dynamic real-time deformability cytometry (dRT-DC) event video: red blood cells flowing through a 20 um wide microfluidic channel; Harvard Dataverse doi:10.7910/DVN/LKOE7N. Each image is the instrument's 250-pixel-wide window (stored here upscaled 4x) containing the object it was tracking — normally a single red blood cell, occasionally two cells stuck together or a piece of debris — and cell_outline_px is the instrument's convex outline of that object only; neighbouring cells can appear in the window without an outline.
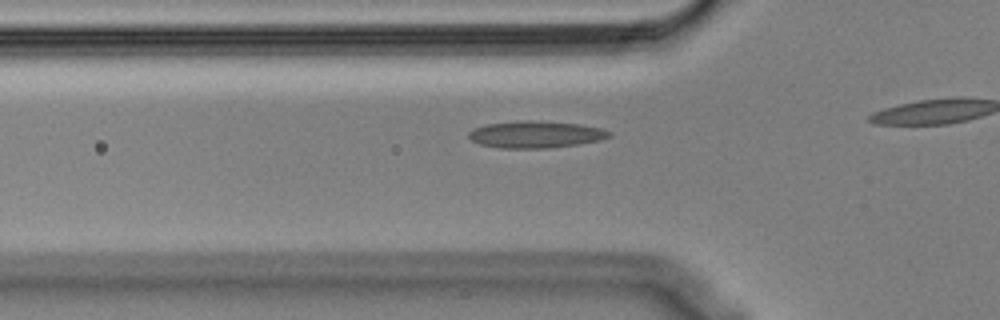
{"species": "Egyptian fruit bat (a non-hibernating species)", "species_latin": "Rousettus aegyptiacus", "temperature_condition": "cold", "stored_images_in_passage": 19, "camera_frame_rate_fps": 3000, "um_per_image_px": 0.085, "animal": {"sex": "male"}, "frame": {"image": 1, "passage_image": 14, "time_ms": 4.333, "image_size_px": [1000, 320], "cell_outline_px": [[612, 136], [600, 140], [576, 144], [548, 148], [500, 148], [480, 144], [472, 140], [468, 136], [468, 132], [472, 128], [484, 124], [524, 120], [532, 120], [580, 124], [600, 128], [612, 132]], "centroid_in_image_um": [45.5, 11.42], "position_along_channel_um": 80.3, "area_um2": 22.08}}